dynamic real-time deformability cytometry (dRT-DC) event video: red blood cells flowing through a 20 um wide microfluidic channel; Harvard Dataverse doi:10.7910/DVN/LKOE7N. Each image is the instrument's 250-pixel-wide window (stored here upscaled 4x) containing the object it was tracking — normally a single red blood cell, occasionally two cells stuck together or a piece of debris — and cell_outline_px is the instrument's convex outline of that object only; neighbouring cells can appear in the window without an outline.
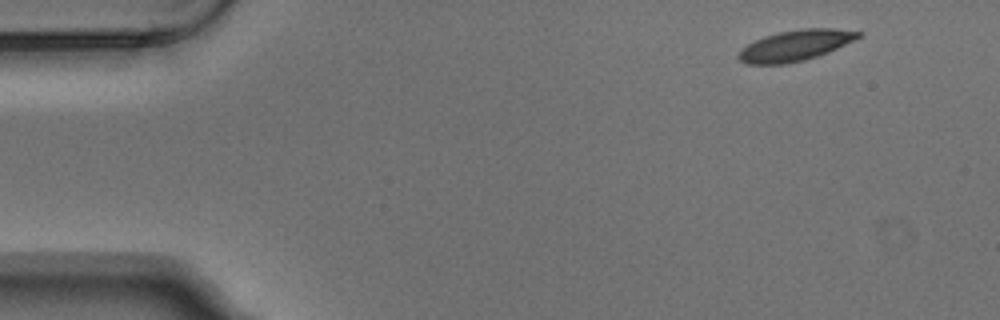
{"species": "Egyptian fruit bat (a non-hibernating species)", "species_latin": "Rousettus aegyptiacus", "temperature_condition": "warm", "stored_images_in_passage": 4, "camera_frame_rate_fps": 3000, "um_per_image_px": 0.085, "animal": {"sex": "male"}, "frame": {"image": 1, "passage_image": 1, "time_ms": 0.0, "image_size_px": [1000, 320], "cell_outline_px": [[864, 32], [856, 40], [828, 52], [804, 60], [784, 64], [748, 64], [740, 60], [736, 56], [740, 48], [764, 36], [780, 32], [804, 28], [836, 28]], "centroid_in_image_um": [67.62, 3.86], "position_along_channel_um": 17.4, "area_um2": 21.5}}
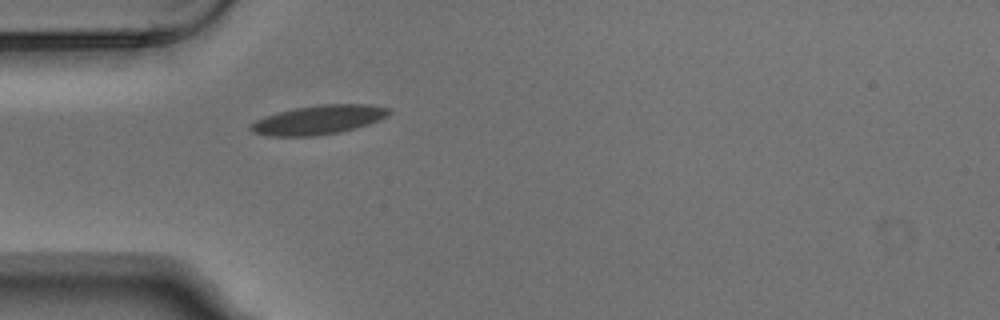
{"frame": {"image": 2, "passage_image": 4, "time_ms": 1.0, "image_size_px": [1000, 320], "cell_outline_px": [[392, 112], [388, 116], [380, 120], [368, 124], [340, 132], [312, 136], [268, 136], [252, 132], [248, 128], [256, 120], [264, 116], [276, 112], [292, 108], [320, 104], [368, 104], [392, 108]], "centroid_in_image_um": [27.09, 10.17], "position_along_channel_um": 57.9, "area_um2": 23.7}}